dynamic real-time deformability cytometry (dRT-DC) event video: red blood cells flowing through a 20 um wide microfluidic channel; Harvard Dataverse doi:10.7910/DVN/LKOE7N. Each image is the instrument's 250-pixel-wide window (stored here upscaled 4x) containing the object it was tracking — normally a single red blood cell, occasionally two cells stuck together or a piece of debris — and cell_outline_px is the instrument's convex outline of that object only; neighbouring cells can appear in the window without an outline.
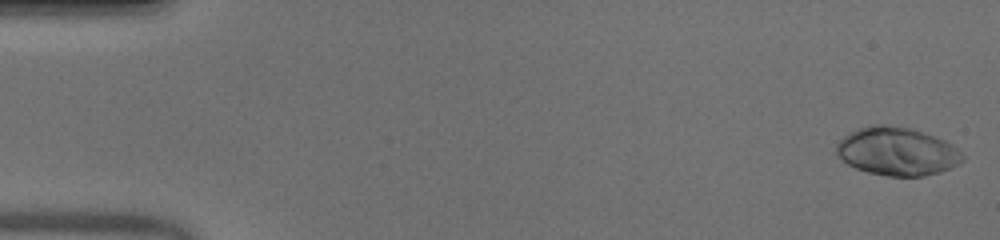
{"species": "human", "species_latin": "Homo sapiens", "temperature_condition": "warm", "stored_images_in_passage": 51, "camera_frame_rate_fps": 3000, "um_per_image_px": 0.085, "donor": {"sex": "male"}, "frame": {"image": 1, "passage_image": 1, "time_ms": 0.0, "image_size_px": [1000, 240], "cell_outline_px": [[964, 160], [940, 172], [924, 176], [888, 176], [868, 172], [856, 168], [848, 164], [836, 156], [836, 144], [844, 136], [868, 124], [880, 124], [912, 128], [944, 140], [952, 144], [964, 156]], "centroid_in_image_um": [76.22, 12.86], "position_along_channel_um": 8.8, "area_um2": 35.32}}
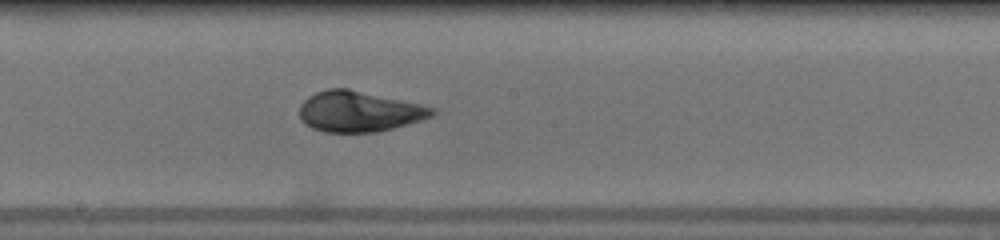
{"frame": {"image": 2, "passage_image": 28, "time_ms": 9.0, "image_size_px": [1000, 240], "cell_outline_px": [[436, 112], [432, 116], [408, 124], [376, 132], [324, 132], [312, 128], [304, 124], [300, 120], [300, 104], [308, 96], [316, 92], [328, 88], [348, 88], [420, 104], [436, 108]], "centroid_in_image_um": [30.49, 9.47], "position_along_channel_um": 217.7, "area_um2": 31.44}}
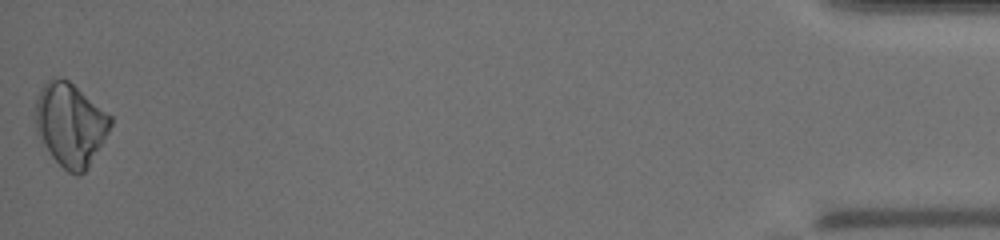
{"frame": {"image": 3, "passage_image": 51, "time_ms": 16.667, "image_size_px": [1000, 240], "cell_outline_px": [[112, 124], [108, 132], [88, 168], [84, 172], [76, 176], [68, 172], [52, 156], [36, 132], [36, 100], [40, 88], [52, 76], [60, 76], [68, 80], [112, 116]], "centroid_in_image_um": [5.98, 10.56], "position_along_channel_um": 429.2, "area_um2": 36.13}, "authors_computed_cell_mechanics": {"area_um2": 32.1946, "velocity_mm_per_s": 3.9863, "shape_relaxation_time_tau1_ms": 5.4327, "shape_relaxation_time_tau2_ms": null, "deformation_change_tau1": 0.2146, "deformation_change_tau2": null}}